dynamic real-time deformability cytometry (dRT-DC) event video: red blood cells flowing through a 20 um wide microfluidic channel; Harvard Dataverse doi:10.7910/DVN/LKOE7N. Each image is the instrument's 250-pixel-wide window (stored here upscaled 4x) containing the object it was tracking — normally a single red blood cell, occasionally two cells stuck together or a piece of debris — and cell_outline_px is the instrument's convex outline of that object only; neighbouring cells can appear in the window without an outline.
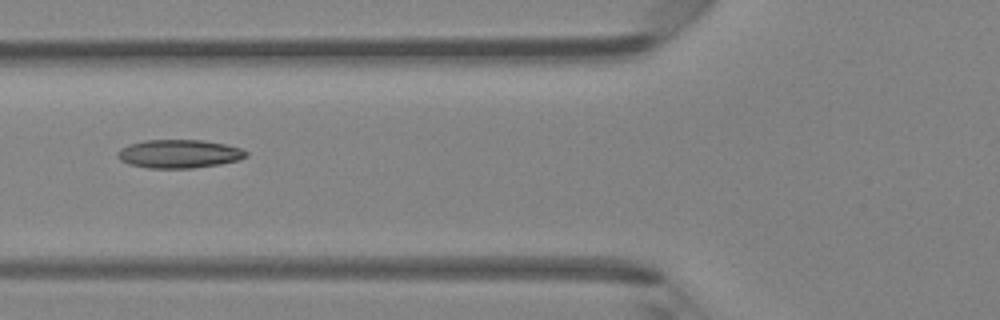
{"species": "Egyptian fruit bat (a non-hibernating species)", "species_latin": "Rousettus aegyptiacus", "temperature_condition": "room temperature", "stored_images_in_passage": 5, "camera_frame_rate_fps": 3000, "um_per_image_px": 0.085, "animal": {"sex": "female"}, "frame": {"image": 1, "passage_image": 5, "time_ms": 4.667, "image_size_px": [1000, 320], "cell_outline_px": [[248, 156], [240, 160], [220, 164], [192, 168], [148, 168], [128, 164], [120, 160], [116, 156], [116, 152], [120, 148], [128, 144], [144, 140], [204, 140], [224, 144], [240, 148], [248, 152]], "centroid_in_image_um": [15.2, 13.07], "position_along_channel_um": 110.6, "area_um2": 21.5}}